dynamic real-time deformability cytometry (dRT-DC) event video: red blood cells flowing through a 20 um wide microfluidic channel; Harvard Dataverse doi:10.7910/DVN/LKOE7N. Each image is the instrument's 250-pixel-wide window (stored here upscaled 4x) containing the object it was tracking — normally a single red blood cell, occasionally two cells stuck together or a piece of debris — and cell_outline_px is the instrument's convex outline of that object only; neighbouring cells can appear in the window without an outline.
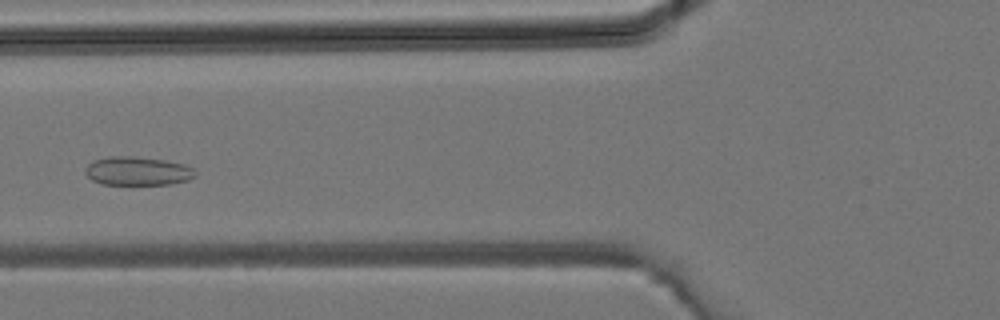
{"species": "common noctule bat (a hibernating species)", "species_latin": "Nyctalus noctula", "temperature_condition": "room temperature", "stored_images_in_passage": 32, "camera_frame_rate_fps": 3000, "um_per_image_px": 0.085, "animal": {"sex": "male", "body_mass_g": 19.2, "forearm_length_mm": 51.8}, "frame": {"image": 1, "passage_image": 9, "time_ms": 2.667, "image_size_px": [1000, 320], "cell_outline_px": [[196, 176], [188, 180], [168, 184], [104, 184], [92, 180], [84, 172], [84, 168], [92, 160], [112, 156], [136, 156], [164, 160], [184, 164], [192, 168], [196, 172]], "centroid_in_image_um": [11.68, 14.53], "position_along_channel_um": 114.1, "area_um2": 18.38}}
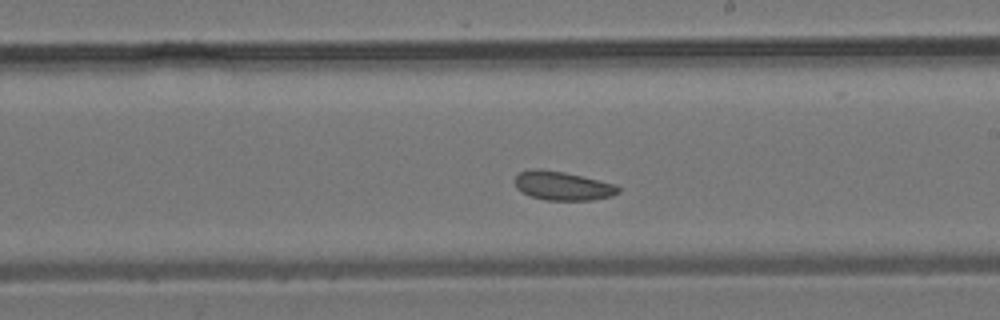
{"frame": {"image": 2, "passage_image": 16, "time_ms": 5.0, "image_size_px": [1000, 320], "cell_outline_px": [[620, 192], [612, 196], [592, 200], [548, 200], [532, 196], [520, 192], [516, 188], [516, 176], [520, 172], [532, 168], [540, 168], [564, 172], [600, 180], [616, 184], [620, 188]], "centroid_in_image_um": [47.84, 15.79], "position_along_channel_um": 241.2, "area_um2": 17.46}}
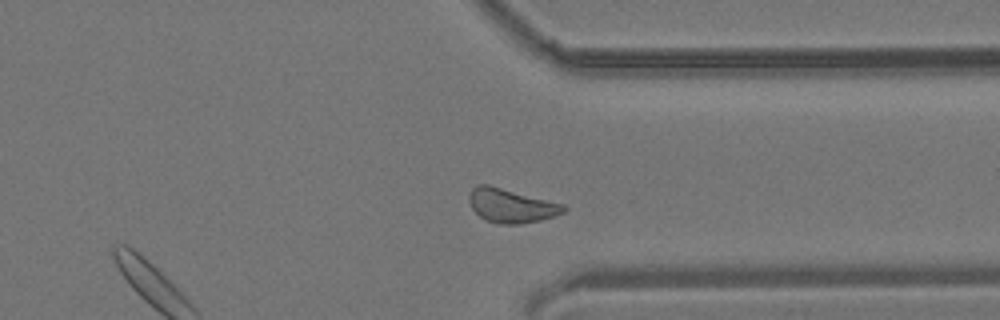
{"frame": {"image": 3, "passage_image": 23, "time_ms": 7.333, "image_size_px": [1000, 320], "cell_outline_px": [[568, 208], [564, 212], [540, 220], [520, 224], [500, 224], [488, 220], [480, 216], [472, 208], [468, 200], [468, 196], [472, 188], [476, 184], [488, 184], [564, 204]], "centroid_in_image_um": [43.43, 17.46], "position_along_channel_um": 368.0, "area_um2": 18.61}}